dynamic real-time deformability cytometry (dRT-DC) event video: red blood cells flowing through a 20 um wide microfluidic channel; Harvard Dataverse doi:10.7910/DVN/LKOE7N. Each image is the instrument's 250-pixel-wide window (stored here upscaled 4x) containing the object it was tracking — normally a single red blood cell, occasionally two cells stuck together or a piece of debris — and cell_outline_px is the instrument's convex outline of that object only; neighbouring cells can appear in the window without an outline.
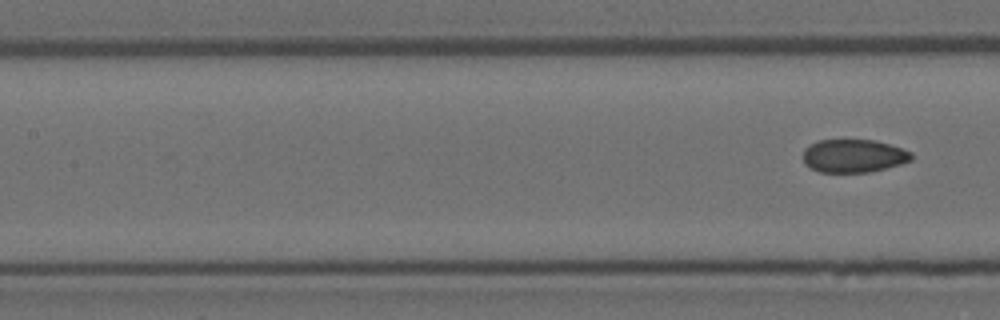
{"species": "Egyptian fruit bat (a non-hibernating species)", "species_latin": "Rousettus aegyptiacus", "temperature_condition": "room temperature", "stored_images_in_passage": 7, "segment_of_instrument_passage": [2, 2], "camera_frame_rate_fps": 3000, "um_per_image_px": 0.085, "animal": {"sex": "female"}, "frame": {"image": 1, "passage_image": 7, "time_ms": 2.0, "image_size_px": [1000, 320], "cell_outline_px": [[912, 160], [900, 164], [868, 172], [820, 172], [804, 164], [804, 148], [820, 140], [844, 136], [876, 140], [912, 152]], "centroid_in_image_um": [72.53, 13.19], "position_along_channel_um": 134.9, "area_um2": 21.5}}